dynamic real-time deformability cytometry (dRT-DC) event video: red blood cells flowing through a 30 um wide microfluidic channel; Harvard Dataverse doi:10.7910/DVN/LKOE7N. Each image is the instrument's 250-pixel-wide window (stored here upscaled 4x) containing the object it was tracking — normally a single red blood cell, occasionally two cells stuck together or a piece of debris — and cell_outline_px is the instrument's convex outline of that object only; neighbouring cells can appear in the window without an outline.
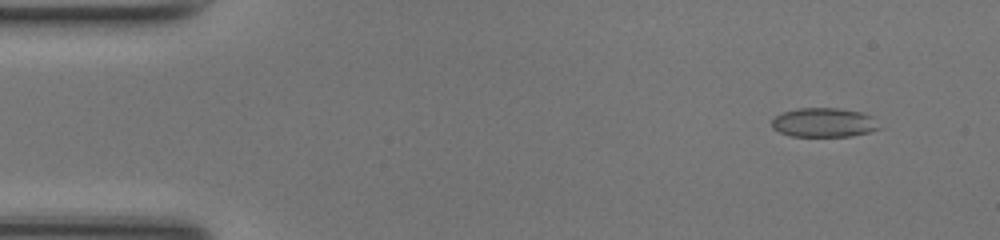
{"species": "common noctule bat (a hibernating species)", "species_latin": "Nyctalus noctula", "temperature_condition": "room temperature", "stored_images_in_passage": 50, "camera_frame_rate_fps": 3000, "um_per_image_px": 0.085, "animal": {"sex": "female", "body_mass_g": 17.0, "forearm_length_mm": 48.0}, "frame": {"image": 1, "passage_image": 5, "time_ms": 1.333, "image_size_px": [1000, 240], "cell_outline_px": [[880, 128], [868, 132], [848, 136], [792, 136], [780, 132], [772, 128], [772, 120], [776, 116], [784, 112], [796, 108], [840, 108], [860, 112], [872, 116]], "centroid_in_image_um": [70.01, 10.41], "position_along_channel_um": 15.0, "area_um2": 18.09}}
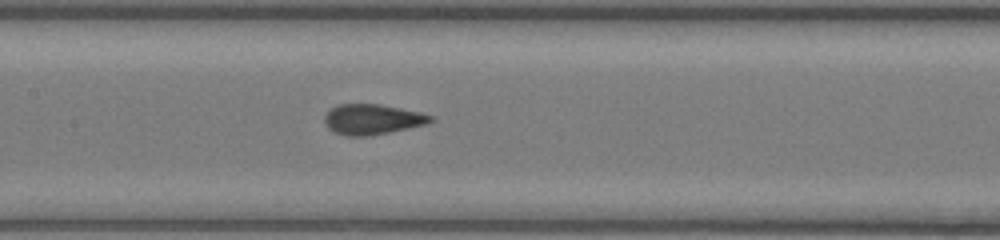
{"frame": {"image": 2, "passage_image": 24, "time_ms": 7.667, "image_size_px": [1000, 240], "cell_outline_px": [[432, 120], [424, 124], [408, 128], [372, 136], [348, 136], [336, 132], [328, 128], [324, 124], [324, 116], [336, 104], [380, 104], [420, 112], [432, 116]], "centroid_in_image_um": [31.6, 10.14], "position_along_channel_um": 175.8, "area_um2": 18.61}}
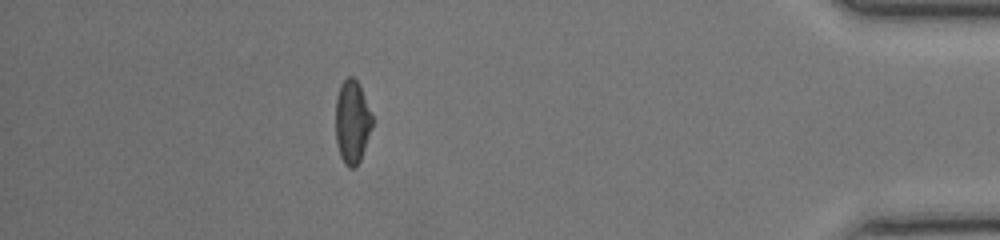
{"frame": {"image": 3, "passage_image": 44, "time_ms": 14.333, "image_size_px": [1000, 240], "cell_outline_px": [[372, 128], [360, 160], [356, 168], [348, 168], [344, 164], [340, 156], [336, 144], [336, 96], [340, 84], [348, 76], [352, 76], [360, 84], [372, 116]], "centroid_in_image_um": [29.92, 10.37], "position_along_channel_um": 405.3, "area_um2": 17.98}, "authors_computed_cell_mechanics": {"area_um2": 18.496, "velocity_mm_per_s": 4.2509, "shape_relaxation_time_tau1_ms": 7.3272, "shape_relaxation_time_tau2_ms": null, "deformation_change_tau1": 0.1906, "deformation_change_tau2": null}}